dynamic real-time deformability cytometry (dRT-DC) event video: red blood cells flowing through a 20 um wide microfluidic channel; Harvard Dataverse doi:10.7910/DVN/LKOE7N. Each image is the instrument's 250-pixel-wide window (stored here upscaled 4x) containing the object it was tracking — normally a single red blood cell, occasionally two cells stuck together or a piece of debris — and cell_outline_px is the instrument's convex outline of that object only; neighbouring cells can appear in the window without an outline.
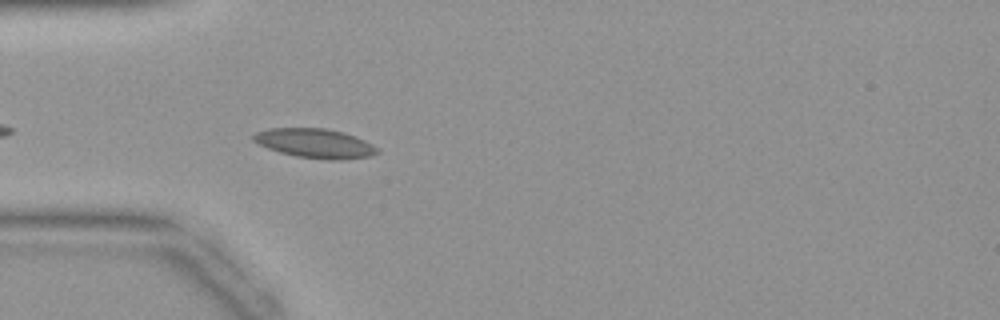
{"species": "common noctule bat (a hibernating species)", "species_latin": "Nyctalus noctula", "temperature_condition": "warm", "stored_images_in_passage": 16, "camera_frame_rate_fps": 3000, "um_per_image_px": 0.085, "animal": {"sex": "female", "body_mass_g": 19.9}, "frame": {"image": 1, "passage_image": 3, "time_ms": 0.667, "image_size_px": [1000, 320], "cell_outline_px": [[380, 152], [368, 156], [340, 160], [328, 160], [296, 156], [280, 152], [268, 148], [252, 140], [252, 136], [256, 132], [268, 128], [324, 128], [344, 132], [364, 140], [372, 144]], "centroid_in_image_um": [26.76, 12.18], "position_along_channel_um": 58.2, "area_um2": 21.04}}